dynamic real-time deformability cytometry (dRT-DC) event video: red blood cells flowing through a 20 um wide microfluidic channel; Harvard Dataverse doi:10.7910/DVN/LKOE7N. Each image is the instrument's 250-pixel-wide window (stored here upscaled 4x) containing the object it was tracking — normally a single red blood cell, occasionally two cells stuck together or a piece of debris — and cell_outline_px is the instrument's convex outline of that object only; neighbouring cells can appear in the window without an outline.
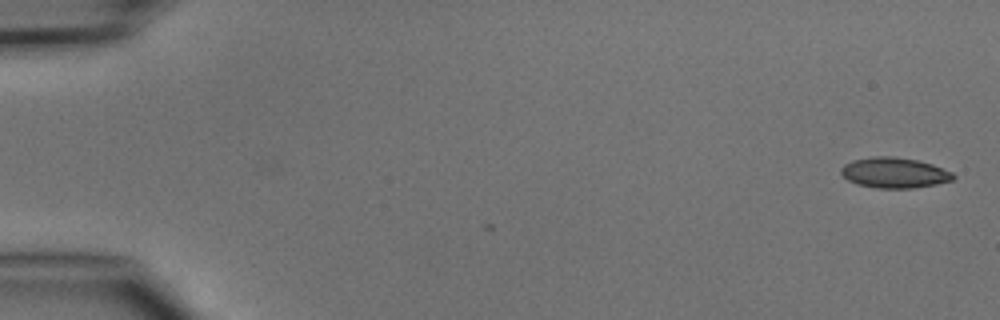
{"species": "common noctule bat (a hibernating species)", "species_latin": "Nyctalus noctula", "temperature_condition": "cold", "stored_images_in_passage": 2, "camera_frame_rate_fps": 3000, "um_per_image_px": 0.085, "animal": {"sex": "male", "body_mass_g": 15.6}, "frame": {"image": 1, "passage_image": 1, "time_ms": 0.0, "image_size_px": [1000, 320], "cell_outline_px": [[956, 176], [952, 180], [936, 184], [912, 188], [876, 188], [856, 184], [848, 180], [840, 172], [840, 168], [844, 164], [852, 160], [872, 156], [892, 156], [916, 160], [932, 164], [952, 172]], "centroid_in_image_um": [75.99, 14.68], "position_along_channel_um": 9.0, "area_um2": 19.94}}